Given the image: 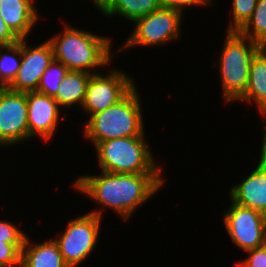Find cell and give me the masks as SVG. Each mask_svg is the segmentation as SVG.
<instances>
[{"label": "cell", "instance_id": "23", "mask_svg": "<svg viewBox=\"0 0 266 267\" xmlns=\"http://www.w3.org/2000/svg\"><path fill=\"white\" fill-rule=\"evenodd\" d=\"M24 243L0 242V267H20Z\"/></svg>", "mask_w": 266, "mask_h": 267}, {"label": "cell", "instance_id": "26", "mask_svg": "<svg viewBox=\"0 0 266 267\" xmlns=\"http://www.w3.org/2000/svg\"><path fill=\"white\" fill-rule=\"evenodd\" d=\"M161 7L171 8L180 11L183 15H186L188 8L192 9L195 6L198 7H209L212 5L208 0H159Z\"/></svg>", "mask_w": 266, "mask_h": 267}, {"label": "cell", "instance_id": "4", "mask_svg": "<svg viewBox=\"0 0 266 267\" xmlns=\"http://www.w3.org/2000/svg\"><path fill=\"white\" fill-rule=\"evenodd\" d=\"M218 63L214 62L220 76L224 104L236 102L247 88L250 65L256 53L262 48L239 31H226Z\"/></svg>", "mask_w": 266, "mask_h": 267}, {"label": "cell", "instance_id": "29", "mask_svg": "<svg viewBox=\"0 0 266 267\" xmlns=\"http://www.w3.org/2000/svg\"><path fill=\"white\" fill-rule=\"evenodd\" d=\"M261 115V116H260ZM259 116H260V118H261V123H259V124H262L263 126V128H264V130H263V134H261V135H263L262 137V139H266V106L259 112Z\"/></svg>", "mask_w": 266, "mask_h": 267}, {"label": "cell", "instance_id": "14", "mask_svg": "<svg viewBox=\"0 0 266 267\" xmlns=\"http://www.w3.org/2000/svg\"><path fill=\"white\" fill-rule=\"evenodd\" d=\"M37 9L36 0H0V14L19 39L28 38L38 25L41 13Z\"/></svg>", "mask_w": 266, "mask_h": 267}, {"label": "cell", "instance_id": "17", "mask_svg": "<svg viewBox=\"0 0 266 267\" xmlns=\"http://www.w3.org/2000/svg\"><path fill=\"white\" fill-rule=\"evenodd\" d=\"M91 75L80 71H68L65 74L56 95L53 97L61 109H66L65 112H70L68 110H72V107L75 106L81 109Z\"/></svg>", "mask_w": 266, "mask_h": 267}, {"label": "cell", "instance_id": "13", "mask_svg": "<svg viewBox=\"0 0 266 267\" xmlns=\"http://www.w3.org/2000/svg\"><path fill=\"white\" fill-rule=\"evenodd\" d=\"M243 181L229 188V198L236 204L266 215V160L259 155L256 167Z\"/></svg>", "mask_w": 266, "mask_h": 267}, {"label": "cell", "instance_id": "25", "mask_svg": "<svg viewBox=\"0 0 266 267\" xmlns=\"http://www.w3.org/2000/svg\"><path fill=\"white\" fill-rule=\"evenodd\" d=\"M247 256L239 259L235 266L237 267H266V249L262 246L260 248L252 249L244 252Z\"/></svg>", "mask_w": 266, "mask_h": 267}, {"label": "cell", "instance_id": "30", "mask_svg": "<svg viewBox=\"0 0 266 267\" xmlns=\"http://www.w3.org/2000/svg\"><path fill=\"white\" fill-rule=\"evenodd\" d=\"M260 155L266 160V139H262Z\"/></svg>", "mask_w": 266, "mask_h": 267}, {"label": "cell", "instance_id": "31", "mask_svg": "<svg viewBox=\"0 0 266 267\" xmlns=\"http://www.w3.org/2000/svg\"><path fill=\"white\" fill-rule=\"evenodd\" d=\"M7 88V86L0 79V90Z\"/></svg>", "mask_w": 266, "mask_h": 267}, {"label": "cell", "instance_id": "1", "mask_svg": "<svg viewBox=\"0 0 266 267\" xmlns=\"http://www.w3.org/2000/svg\"><path fill=\"white\" fill-rule=\"evenodd\" d=\"M80 175L72 182L76 192L96 203L88 213L103 218V210H111L128 222L142 205L149 202L164 188V173H110ZM107 208V209H106Z\"/></svg>", "mask_w": 266, "mask_h": 267}, {"label": "cell", "instance_id": "22", "mask_svg": "<svg viewBox=\"0 0 266 267\" xmlns=\"http://www.w3.org/2000/svg\"><path fill=\"white\" fill-rule=\"evenodd\" d=\"M228 20V28L226 31H239L251 18L258 0H231Z\"/></svg>", "mask_w": 266, "mask_h": 267}, {"label": "cell", "instance_id": "24", "mask_svg": "<svg viewBox=\"0 0 266 267\" xmlns=\"http://www.w3.org/2000/svg\"><path fill=\"white\" fill-rule=\"evenodd\" d=\"M14 222L9 220H0V242L24 243L27 233Z\"/></svg>", "mask_w": 266, "mask_h": 267}, {"label": "cell", "instance_id": "5", "mask_svg": "<svg viewBox=\"0 0 266 267\" xmlns=\"http://www.w3.org/2000/svg\"><path fill=\"white\" fill-rule=\"evenodd\" d=\"M98 170L110 173H164L146 136L122 137L98 142Z\"/></svg>", "mask_w": 266, "mask_h": 267}, {"label": "cell", "instance_id": "32", "mask_svg": "<svg viewBox=\"0 0 266 267\" xmlns=\"http://www.w3.org/2000/svg\"><path fill=\"white\" fill-rule=\"evenodd\" d=\"M212 5L215 4L214 0H208Z\"/></svg>", "mask_w": 266, "mask_h": 267}, {"label": "cell", "instance_id": "18", "mask_svg": "<svg viewBox=\"0 0 266 267\" xmlns=\"http://www.w3.org/2000/svg\"><path fill=\"white\" fill-rule=\"evenodd\" d=\"M160 7L159 0H116L104 15L109 19L118 16L133 24L137 19L145 17Z\"/></svg>", "mask_w": 266, "mask_h": 267}, {"label": "cell", "instance_id": "7", "mask_svg": "<svg viewBox=\"0 0 266 267\" xmlns=\"http://www.w3.org/2000/svg\"><path fill=\"white\" fill-rule=\"evenodd\" d=\"M103 218L86 212L68 220L65 229L53 237L64 262L78 267L87 261L98 246ZM97 245V246H96Z\"/></svg>", "mask_w": 266, "mask_h": 267}, {"label": "cell", "instance_id": "19", "mask_svg": "<svg viewBox=\"0 0 266 267\" xmlns=\"http://www.w3.org/2000/svg\"><path fill=\"white\" fill-rule=\"evenodd\" d=\"M239 32L251 41L266 47V0H258L251 18Z\"/></svg>", "mask_w": 266, "mask_h": 267}, {"label": "cell", "instance_id": "2", "mask_svg": "<svg viewBox=\"0 0 266 267\" xmlns=\"http://www.w3.org/2000/svg\"><path fill=\"white\" fill-rule=\"evenodd\" d=\"M62 24L61 32L47 39L52 45L54 60L65 65L68 71L89 74L104 72L110 67L113 57L117 55L111 36L73 27L64 19Z\"/></svg>", "mask_w": 266, "mask_h": 267}, {"label": "cell", "instance_id": "20", "mask_svg": "<svg viewBox=\"0 0 266 267\" xmlns=\"http://www.w3.org/2000/svg\"><path fill=\"white\" fill-rule=\"evenodd\" d=\"M21 39L9 46L0 47V79L8 87L20 69Z\"/></svg>", "mask_w": 266, "mask_h": 267}, {"label": "cell", "instance_id": "8", "mask_svg": "<svg viewBox=\"0 0 266 267\" xmlns=\"http://www.w3.org/2000/svg\"><path fill=\"white\" fill-rule=\"evenodd\" d=\"M110 69V71L105 69L106 74L100 72L90 76L80 109L84 111L82 113H86V120L92 114L118 103L136 86L135 78L127 71L125 73V70L118 67Z\"/></svg>", "mask_w": 266, "mask_h": 267}, {"label": "cell", "instance_id": "27", "mask_svg": "<svg viewBox=\"0 0 266 267\" xmlns=\"http://www.w3.org/2000/svg\"><path fill=\"white\" fill-rule=\"evenodd\" d=\"M20 39L6 25L0 14V47L9 46L17 43Z\"/></svg>", "mask_w": 266, "mask_h": 267}, {"label": "cell", "instance_id": "11", "mask_svg": "<svg viewBox=\"0 0 266 267\" xmlns=\"http://www.w3.org/2000/svg\"><path fill=\"white\" fill-rule=\"evenodd\" d=\"M27 106L28 142L33 138L50 142L67 113L65 110L61 113L62 109L53 97L36 91L27 92Z\"/></svg>", "mask_w": 266, "mask_h": 267}, {"label": "cell", "instance_id": "12", "mask_svg": "<svg viewBox=\"0 0 266 267\" xmlns=\"http://www.w3.org/2000/svg\"><path fill=\"white\" fill-rule=\"evenodd\" d=\"M28 39H21L20 69L13 82L8 86L10 90L22 93L37 90L41 76L54 60L53 48L45 39L39 45L30 44ZM32 45V46H31Z\"/></svg>", "mask_w": 266, "mask_h": 267}, {"label": "cell", "instance_id": "6", "mask_svg": "<svg viewBox=\"0 0 266 267\" xmlns=\"http://www.w3.org/2000/svg\"><path fill=\"white\" fill-rule=\"evenodd\" d=\"M185 16L178 10L160 7L133 23L130 35L122 46L117 47V54L134 47H164L169 42L182 38V25ZM125 50V51H124Z\"/></svg>", "mask_w": 266, "mask_h": 267}, {"label": "cell", "instance_id": "9", "mask_svg": "<svg viewBox=\"0 0 266 267\" xmlns=\"http://www.w3.org/2000/svg\"><path fill=\"white\" fill-rule=\"evenodd\" d=\"M222 213V222L235 248L243 251L260 248L266 242V215L234 203Z\"/></svg>", "mask_w": 266, "mask_h": 267}, {"label": "cell", "instance_id": "10", "mask_svg": "<svg viewBox=\"0 0 266 267\" xmlns=\"http://www.w3.org/2000/svg\"><path fill=\"white\" fill-rule=\"evenodd\" d=\"M27 93L0 90V148L5 150L28 141ZM7 147V148H6Z\"/></svg>", "mask_w": 266, "mask_h": 267}, {"label": "cell", "instance_id": "3", "mask_svg": "<svg viewBox=\"0 0 266 267\" xmlns=\"http://www.w3.org/2000/svg\"><path fill=\"white\" fill-rule=\"evenodd\" d=\"M141 95L137 85L118 103L92 114L82 122L85 141L93 147L102 141L122 137L146 136ZM143 112V113H142Z\"/></svg>", "mask_w": 266, "mask_h": 267}, {"label": "cell", "instance_id": "15", "mask_svg": "<svg viewBox=\"0 0 266 267\" xmlns=\"http://www.w3.org/2000/svg\"><path fill=\"white\" fill-rule=\"evenodd\" d=\"M20 267H69L53 238L38 243L27 235L21 249Z\"/></svg>", "mask_w": 266, "mask_h": 267}, {"label": "cell", "instance_id": "21", "mask_svg": "<svg viewBox=\"0 0 266 267\" xmlns=\"http://www.w3.org/2000/svg\"><path fill=\"white\" fill-rule=\"evenodd\" d=\"M68 69L61 62L53 60L41 76L36 92L54 97Z\"/></svg>", "mask_w": 266, "mask_h": 267}, {"label": "cell", "instance_id": "28", "mask_svg": "<svg viewBox=\"0 0 266 267\" xmlns=\"http://www.w3.org/2000/svg\"><path fill=\"white\" fill-rule=\"evenodd\" d=\"M116 0H91V4H94L95 10L101 13V16L104 14L115 4Z\"/></svg>", "mask_w": 266, "mask_h": 267}, {"label": "cell", "instance_id": "16", "mask_svg": "<svg viewBox=\"0 0 266 267\" xmlns=\"http://www.w3.org/2000/svg\"><path fill=\"white\" fill-rule=\"evenodd\" d=\"M237 102L255 105L258 113L266 106V47H262L252 59L247 88Z\"/></svg>", "mask_w": 266, "mask_h": 267}]
</instances>
